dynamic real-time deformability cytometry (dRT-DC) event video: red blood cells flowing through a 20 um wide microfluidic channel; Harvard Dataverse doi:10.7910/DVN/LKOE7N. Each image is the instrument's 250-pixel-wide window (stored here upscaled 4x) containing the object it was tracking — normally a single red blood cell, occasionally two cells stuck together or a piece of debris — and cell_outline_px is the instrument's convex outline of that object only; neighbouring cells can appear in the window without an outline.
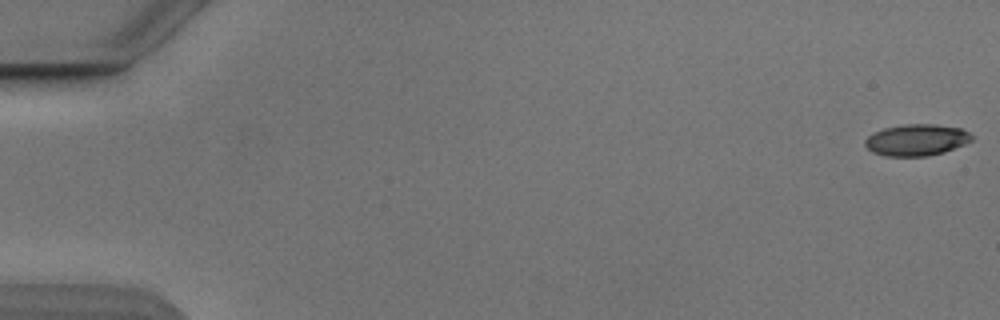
{"species": "Egyptian fruit bat (a non-hibernating species)", "species_latin": "Rousettus aegyptiacus", "temperature_condition": "cold", "stored_images_in_passage": 54, "camera_frame_rate_fps": 3000, "um_per_image_px": 0.085, "animal": {"sex": "male"}, "frame": {"image": 1, "passage_image": 1, "time_ms": 0.0, "image_size_px": [1000, 320], "cell_outline_px": [[972, 140], [964, 144], [944, 152], [924, 156], [888, 156], [872, 152], [864, 144], [864, 140], [868, 136], [884, 128], [904, 124], [936, 124], [960, 128], [968, 132], [972, 136]], "centroid_in_image_um": [77.9, 11.89], "position_along_channel_um": 7.1, "area_um2": 19.42}}
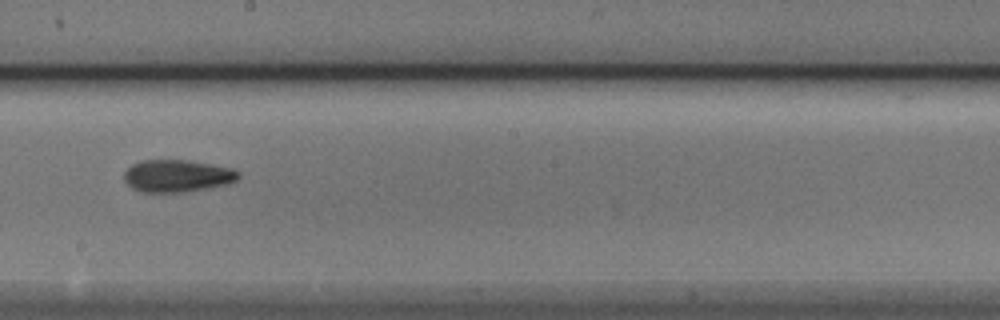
{"frame": {"image": 2, "passage_image": 31, "time_ms": 10.0, "image_size_px": [1000, 320], "cell_outline_px": [[240, 176], [236, 180], [228, 184], [180, 192], [140, 192], [132, 188], [124, 180], [124, 172], [132, 164], [144, 160], [188, 160], [212, 164], [232, 168], [240, 172]], "centroid_in_image_um": [15.06, 14.94], "position_along_channel_um": 233.1, "area_um2": 21.44}}
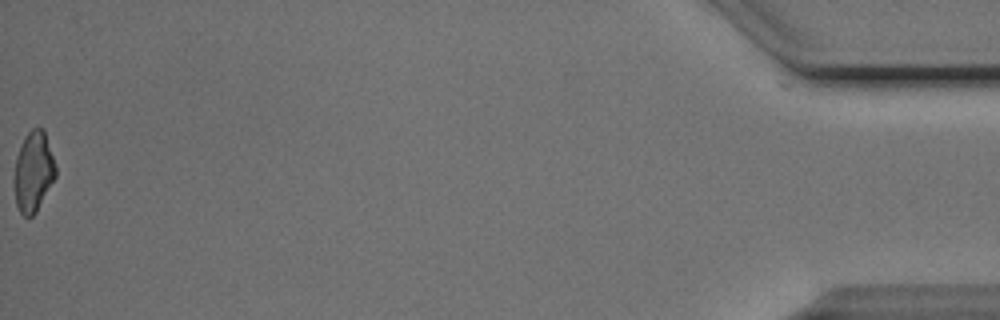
{"frame": {"image": 3, "passage_image": 54, "time_ms": 17.667, "image_size_px": [1000, 320], "cell_outline_px": [[56, 176], [36, 212], [32, 216], [24, 216], [20, 212], [16, 204], [12, 180], [12, 176], [16, 156], [24, 136], [32, 128], [44, 128], [56, 168]], "centroid_in_image_um": [2.8, 14.59], "position_along_channel_um": 432.4, "area_um2": 19.65}, "authors_computed_cell_mechanics": {"area_um2": 20.4612, "velocity_mm_per_s": 3.8766, "shape_relaxation_time_tau1_ms": 5.3357, "shape_relaxation_time_tau2_ms": 3.6602, "deformation_change_tau1": 0.1542, "deformation_change_tau2": 0.1171}}